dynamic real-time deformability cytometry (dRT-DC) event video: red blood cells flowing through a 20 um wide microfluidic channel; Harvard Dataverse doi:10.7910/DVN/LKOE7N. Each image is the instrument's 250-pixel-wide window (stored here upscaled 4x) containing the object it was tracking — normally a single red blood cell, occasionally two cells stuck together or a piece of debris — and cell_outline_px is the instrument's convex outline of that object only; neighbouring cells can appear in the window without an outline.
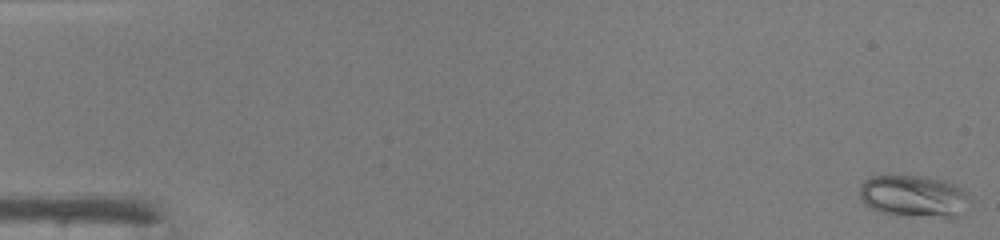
{"species": "common noctule bat (a hibernating species)", "species_latin": "Nyctalus noctula", "temperature_condition": "warm", "stored_images_in_passage": 48, "camera_frame_rate_fps": 3000, "um_per_image_px": 0.085, "animal": {"sex": "male", "body_mass_g": 19.0, "forearm_length_mm": 50.8}, "frame": {"image": 1, "passage_image": 1, "time_ms": 0.0, "image_size_px": [1000, 240], "cell_outline_px": [[968, 200], [956, 220], [948, 220], [896, 216], [872, 208], [864, 204], [860, 196], [860, 184], [864, 180], [872, 176], [924, 176], [944, 180], [968, 192]], "centroid_in_image_um": [77.69, 16.73], "position_along_channel_um": 7.3, "area_um2": 27.63}}
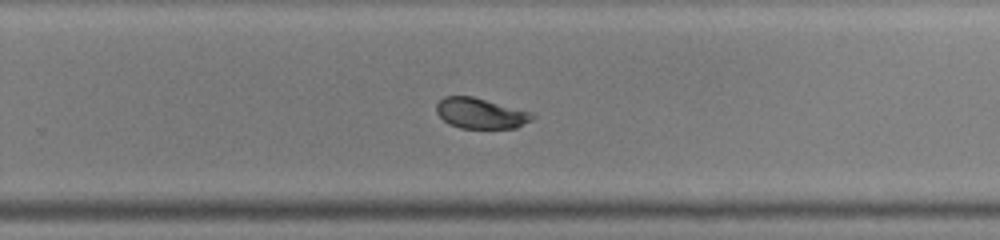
{"frame": {"image": 2, "passage_image": 32, "time_ms": 10.333, "image_size_px": [1000, 240], "cell_outline_px": [[536, 116], [532, 120], [516, 128], [460, 128], [448, 124], [436, 112], [436, 104], [444, 96], [472, 96], [532, 112]], "centroid_in_image_um": [40.85, 9.63], "position_along_channel_um": 288.9, "area_um2": 17.11}}
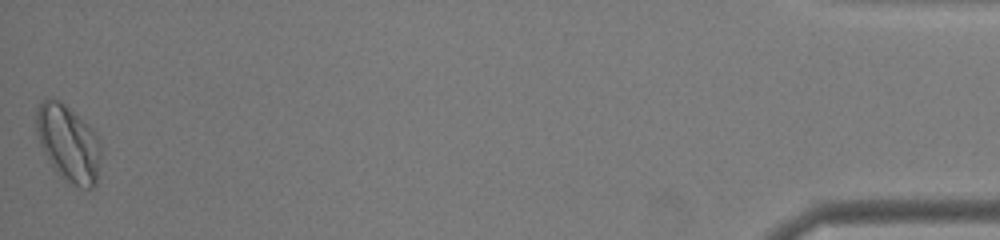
{"frame": {"image": 3, "passage_image": 48, "time_ms": 15.667, "image_size_px": [1000, 240], "cell_outline_px": [[100, 156], [96, 184], [92, 188], [84, 188], [72, 184], [64, 180], [60, 176], [48, 160], [40, 144], [36, 132], [36, 108], [40, 100], [44, 96], [52, 96], [60, 100], [88, 124], [96, 132], [100, 144]], "centroid_in_image_um": [5.78, 12.12], "position_along_channel_um": 429.4, "area_um2": 29.19}, "authors_computed_cell_mechanics": {"area_um2": 18.785, "velocity_mm_per_s": 4.2895, "shape_relaxation_time_tau1_ms": 2.7598, "shape_relaxation_time_tau2_ms": 1.6053, "deformation_change_tau1": 0.1235, "deformation_change_tau2": 0.0341}}